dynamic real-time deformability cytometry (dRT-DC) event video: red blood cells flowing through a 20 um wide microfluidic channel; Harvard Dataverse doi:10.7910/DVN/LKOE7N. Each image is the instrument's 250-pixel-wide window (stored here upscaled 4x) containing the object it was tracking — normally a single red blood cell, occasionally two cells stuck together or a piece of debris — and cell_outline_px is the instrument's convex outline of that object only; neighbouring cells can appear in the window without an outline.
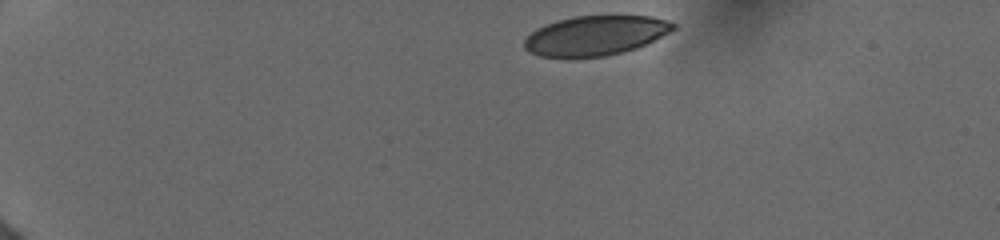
{"species": "human", "species_latin": "Homo sapiens", "temperature_condition": "cold", "stored_images_in_passage": 27, "camera_frame_rate_fps": 3000, "um_per_image_px": 0.085, "donor": {"sex": "female"}, "frame": {"image": 1, "passage_image": 1, "time_ms": 0.0, "image_size_px": [1000, 240], "cell_outline_px": [[676, 28], [636, 48], [624, 52], [604, 56], [540, 56], [528, 52], [524, 48], [524, 40], [536, 28], [572, 16], [652, 16], [668, 20], [676, 24]], "centroid_in_image_um": [50.61, 3.01], "position_along_channel_um": 34.4, "area_um2": 33.87}}
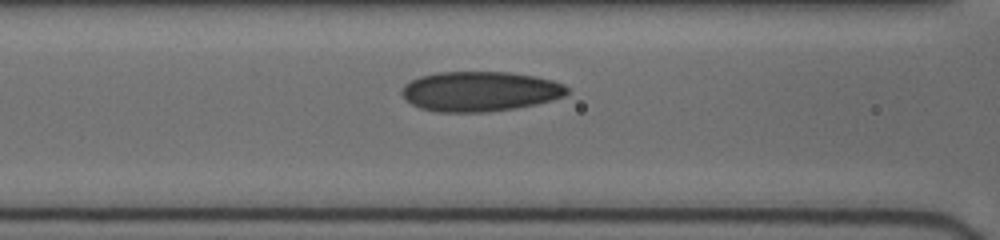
{"frame": {"image": 2, "passage_image": 17, "time_ms": 4.667, "image_size_px": [1000, 240], "cell_outline_px": [[568, 92], [564, 96], [552, 100], [536, 104], [516, 108], [488, 112], [436, 112], [420, 108], [404, 100], [400, 92], [400, 88], [404, 84], [420, 76], [436, 72], [508, 72], [536, 76], [552, 80], [564, 84], [568, 88]], "centroid_in_image_um": [40.76, 7.77], "position_along_channel_um": 125.8, "area_um2": 38.84}}
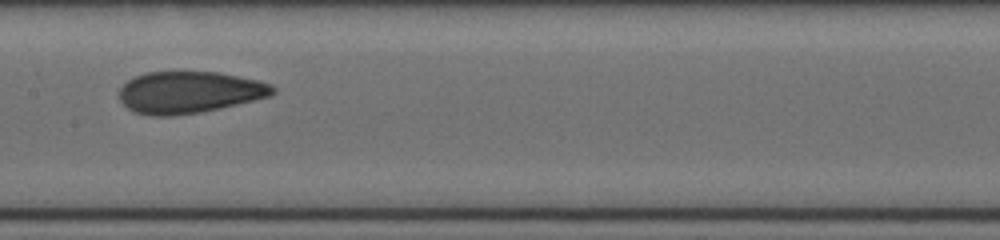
{"frame": {"image": 3, "passage_image": 26, "time_ms": 6.333, "image_size_px": [1000, 240], "cell_outline_px": [[276, 92], [272, 96], [220, 108], [200, 112], [172, 116], [148, 116], [132, 112], [120, 100], [120, 88], [128, 80], [136, 76], [148, 72], [220, 72], [256, 80], [272, 84], [276, 88]], "centroid_in_image_um": [16.1, 7.85], "position_along_channel_um": 191.3, "area_um2": 37.51}}